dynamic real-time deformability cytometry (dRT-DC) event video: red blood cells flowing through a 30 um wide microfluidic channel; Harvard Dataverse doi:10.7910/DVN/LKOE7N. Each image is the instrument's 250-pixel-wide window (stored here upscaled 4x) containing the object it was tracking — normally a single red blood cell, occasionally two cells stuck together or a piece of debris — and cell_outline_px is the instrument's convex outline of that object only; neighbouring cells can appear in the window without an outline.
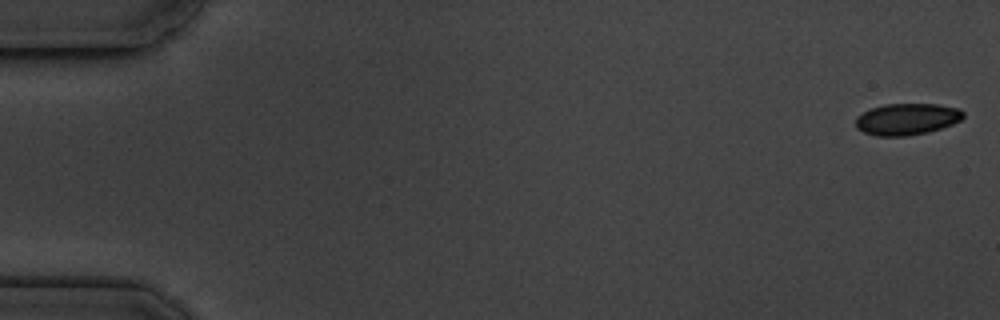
{"species": "common noctule bat (a hibernating species)", "species_latin": "Nyctalus noctula", "temperature_condition": "cold", "stored_images_in_passage": 5, "camera_frame_rate_fps": 3000, "um_per_image_px": 0.085, "animal": {"sex": "male", "body_mass_g": 19.5, "forearm_length_mm": 54.6}, "frame": {"image": 1, "passage_image": 1, "time_ms": 0.0, "image_size_px": [1000, 320], "cell_outline_px": [[964, 116], [960, 120], [952, 124], [928, 132], [904, 136], [876, 136], [864, 132], [856, 128], [856, 116], [872, 108], [884, 104], [936, 104], [960, 108], [964, 112]], "centroid_in_image_um": [77.09, 10.12], "position_along_channel_um": 7.9, "area_um2": 19.77}}
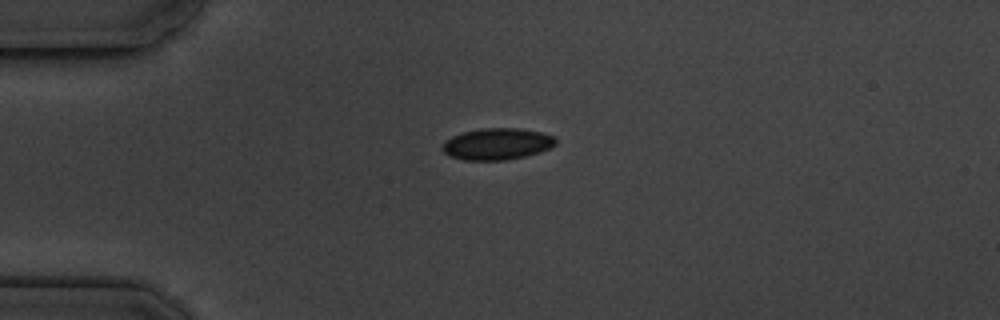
{"frame": {"image": 2, "passage_image": 4, "time_ms": 4.333, "image_size_px": [1000, 320], "cell_outline_px": [[556, 144], [540, 152], [524, 156], [504, 160], [464, 160], [452, 156], [444, 152], [440, 148], [444, 140], [452, 136], [464, 132], [484, 128], [520, 128], [540, 132], [556, 136]], "centroid_in_image_um": [42.24, 12.23], "position_along_channel_um": 42.8, "area_um2": 20.81}}